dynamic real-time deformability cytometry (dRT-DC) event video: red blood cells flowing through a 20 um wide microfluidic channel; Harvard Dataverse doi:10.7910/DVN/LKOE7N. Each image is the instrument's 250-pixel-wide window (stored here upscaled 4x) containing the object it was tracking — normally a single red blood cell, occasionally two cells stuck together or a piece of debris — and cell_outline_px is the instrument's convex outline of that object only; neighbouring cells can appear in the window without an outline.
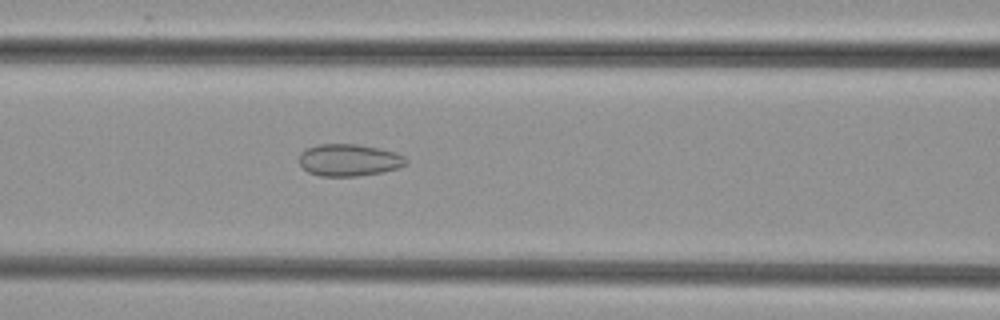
{"species": "common noctule bat (a hibernating species)", "species_latin": "Nyctalus noctula", "temperature_condition": "cold", "stored_images_in_passage": 52, "camera_frame_rate_fps": 3000, "um_per_image_px": 0.085, "animal": {"sex": "female", "body_mass_g": 29.2, "forearm_length_mm": 56.3}, "frame": {"image": 1, "passage_image": 23, "time_ms": 7.333, "image_size_px": [1000, 320], "cell_outline_px": [[408, 164], [400, 168], [384, 172], [356, 176], [320, 176], [308, 172], [300, 164], [300, 152], [308, 148], [320, 144], [356, 144], [380, 148], [396, 152], [404, 156], [408, 160]], "centroid_in_image_um": [29.72, 13.61], "position_along_channel_um": 136.9, "area_um2": 20.11}}
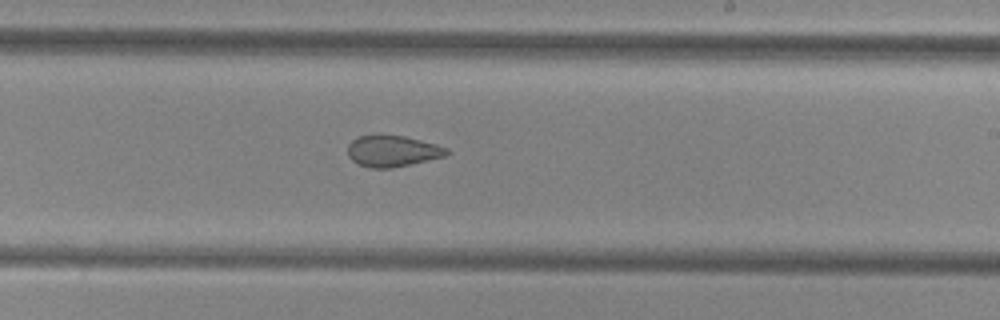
{"frame": {"image": 2, "passage_image": 32, "time_ms": 10.333, "image_size_px": [1000, 320], "cell_outline_px": [[448, 152], [444, 156], [428, 160], [392, 168], [368, 168], [352, 160], [348, 156], [348, 144], [352, 140], [360, 136], [372, 132], [380, 132], [404, 136], [436, 144], [448, 148]], "centroid_in_image_um": [33.3, 12.8], "position_along_channel_um": 255.7, "area_um2": 18.44}}
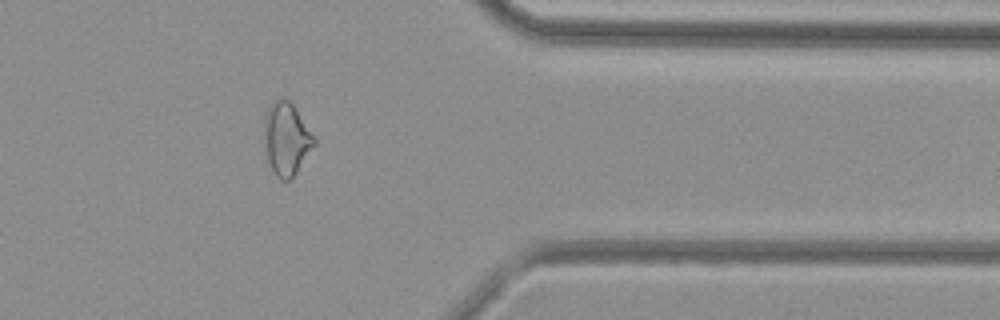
{"frame": {"image": 3, "passage_image": 43, "time_ms": 14.0, "image_size_px": [1000, 320], "cell_outline_px": [[316, 144], [296, 172], [288, 180], [280, 180], [276, 176], [268, 160], [264, 120], [268, 108], [280, 96], [284, 96], [292, 104], [316, 140]], "centroid_in_image_um": [24.36, 11.79], "position_along_channel_um": 387.0, "area_um2": 20.46}}